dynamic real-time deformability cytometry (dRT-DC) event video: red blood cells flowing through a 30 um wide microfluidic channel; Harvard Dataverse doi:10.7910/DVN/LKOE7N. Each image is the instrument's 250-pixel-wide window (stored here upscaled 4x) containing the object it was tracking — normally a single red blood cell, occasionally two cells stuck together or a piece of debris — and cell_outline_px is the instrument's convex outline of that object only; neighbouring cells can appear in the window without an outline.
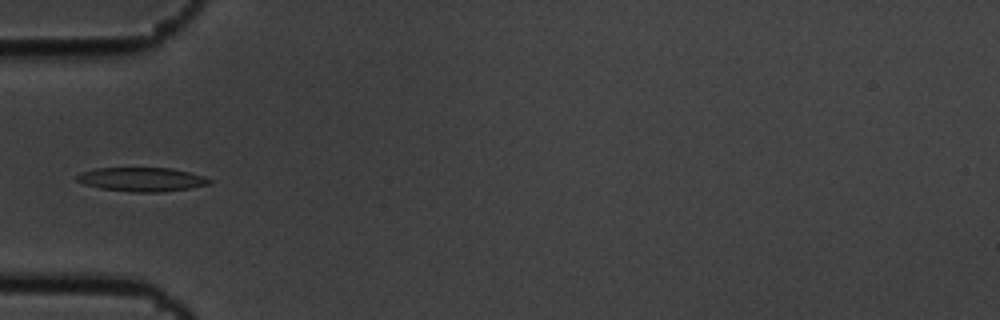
{"species": "common noctule bat (a hibernating species)", "species_latin": "Nyctalus noctula", "temperature_condition": "cold", "stored_images_in_passage": 8, "camera_frame_rate_fps": 3000, "um_per_image_px": 0.085, "animal": {"sex": "male", "body_mass_g": 19.5, "forearm_length_mm": 54.6}, "frame": {"image": 1, "passage_image": 6, "time_ms": 1.667, "image_size_px": [1000, 320], "cell_outline_px": [[212, 184], [192, 188], [164, 192], [132, 192], [100, 188], [84, 184], [76, 180], [76, 176], [80, 172], [96, 168], [172, 168], [204, 176], [212, 180]], "centroid_in_image_um": [12.08, 15.25], "position_along_channel_um": 72.9, "area_um2": 18.67}}
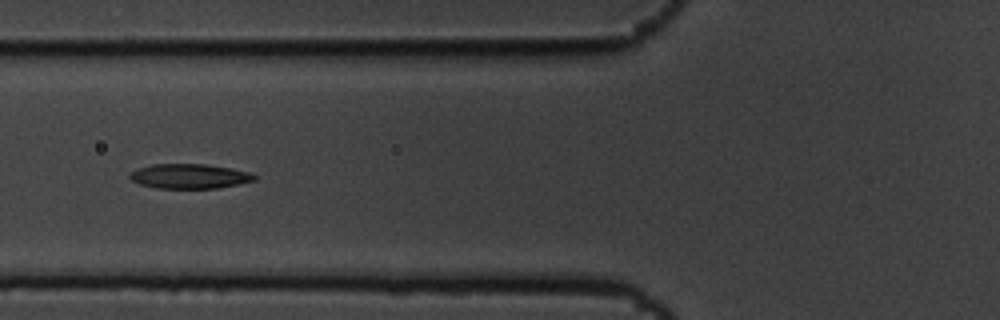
{"frame": {"image": 2, "passage_image": 7, "time_ms": 2.0, "image_size_px": [1000, 320], "cell_outline_px": [[256, 180], [240, 184], [216, 188], [156, 188], [140, 184], [132, 180], [128, 176], [132, 172], [140, 168], [152, 164], [204, 164], [252, 172], [256, 176]], "centroid_in_image_um": [16.14, 14.98], "position_along_channel_um": 109.7, "area_um2": 17.8}}
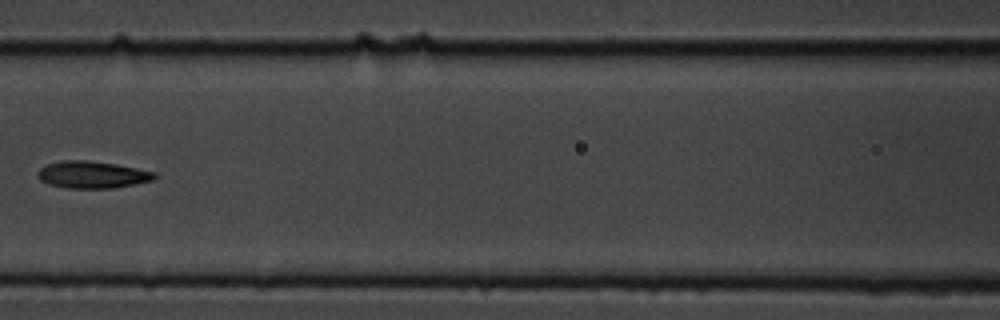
{"frame": {"image": 3, "passage_image": 8, "time_ms": 2.333, "image_size_px": [1000, 320], "cell_outline_px": [[156, 176], [152, 180], [112, 188], [68, 188], [48, 184], [40, 180], [36, 176], [36, 172], [40, 168], [48, 164], [60, 160], [88, 160], [116, 164], [156, 172]], "centroid_in_image_um": [7.79, 14.84], "position_along_channel_um": 158.8, "area_um2": 18.38}}